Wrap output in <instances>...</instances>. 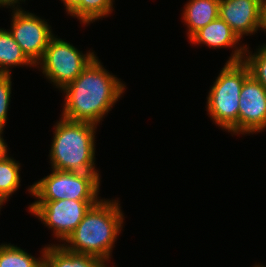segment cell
I'll return each mask as SVG.
<instances>
[{
    "label": "cell",
    "instance_id": "obj_1",
    "mask_svg": "<svg viewBox=\"0 0 266 267\" xmlns=\"http://www.w3.org/2000/svg\"><path fill=\"white\" fill-rule=\"evenodd\" d=\"M95 56L82 73L63 92L65 104L61 117L95 125L122 97L126 87L109 73Z\"/></svg>",
    "mask_w": 266,
    "mask_h": 267
},
{
    "label": "cell",
    "instance_id": "obj_2",
    "mask_svg": "<svg viewBox=\"0 0 266 267\" xmlns=\"http://www.w3.org/2000/svg\"><path fill=\"white\" fill-rule=\"evenodd\" d=\"M119 201L101 199L85 214L76 229L61 244L66 250L99 257L105 262L123 228V214Z\"/></svg>",
    "mask_w": 266,
    "mask_h": 267
},
{
    "label": "cell",
    "instance_id": "obj_3",
    "mask_svg": "<svg viewBox=\"0 0 266 267\" xmlns=\"http://www.w3.org/2000/svg\"><path fill=\"white\" fill-rule=\"evenodd\" d=\"M97 125L64 119L54 125L50 150L51 168L70 172H98L95 169Z\"/></svg>",
    "mask_w": 266,
    "mask_h": 267
},
{
    "label": "cell",
    "instance_id": "obj_4",
    "mask_svg": "<svg viewBox=\"0 0 266 267\" xmlns=\"http://www.w3.org/2000/svg\"><path fill=\"white\" fill-rule=\"evenodd\" d=\"M244 62H226L207 97V112L211 119L228 132L238 135V112L241 88L250 75Z\"/></svg>",
    "mask_w": 266,
    "mask_h": 267
},
{
    "label": "cell",
    "instance_id": "obj_5",
    "mask_svg": "<svg viewBox=\"0 0 266 267\" xmlns=\"http://www.w3.org/2000/svg\"><path fill=\"white\" fill-rule=\"evenodd\" d=\"M52 173L29 186L37 201L101 200L98 197L100 177L98 172H70L51 170Z\"/></svg>",
    "mask_w": 266,
    "mask_h": 267
},
{
    "label": "cell",
    "instance_id": "obj_6",
    "mask_svg": "<svg viewBox=\"0 0 266 267\" xmlns=\"http://www.w3.org/2000/svg\"><path fill=\"white\" fill-rule=\"evenodd\" d=\"M95 56L94 52L84 54L72 44L53 36L35 67L40 64L44 77L53 82L56 88L63 90L82 73Z\"/></svg>",
    "mask_w": 266,
    "mask_h": 267
},
{
    "label": "cell",
    "instance_id": "obj_7",
    "mask_svg": "<svg viewBox=\"0 0 266 267\" xmlns=\"http://www.w3.org/2000/svg\"><path fill=\"white\" fill-rule=\"evenodd\" d=\"M100 200L35 201L29 211L53 230L54 236L61 241L76 229L89 209Z\"/></svg>",
    "mask_w": 266,
    "mask_h": 267
},
{
    "label": "cell",
    "instance_id": "obj_8",
    "mask_svg": "<svg viewBox=\"0 0 266 267\" xmlns=\"http://www.w3.org/2000/svg\"><path fill=\"white\" fill-rule=\"evenodd\" d=\"M19 8L17 5L13 9L9 31L22 52L36 66L54 35L44 19Z\"/></svg>",
    "mask_w": 266,
    "mask_h": 267
},
{
    "label": "cell",
    "instance_id": "obj_9",
    "mask_svg": "<svg viewBox=\"0 0 266 267\" xmlns=\"http://www.w3.org/2000/svg\"><path fill=\"white\" fill-rule=\"evenodd\" d=\"M238 134H254L266 129V88L249 75L241 88Z\"/></svg>",
    "mask_w": 266,
    "mask_h": 267
},
{
    "label": "cell",
    "instance_id": "obj_10",
    "mask_svg": "<svg viewBox=\"0 0 266 267\" xmlns=\"http://www.w3.org/2000/svg\"><path fill=\"white\" fill-rule=\"evenodd\" d=\"M219 17L240 39L257 33L262 30V0H220Z\"/></svg>",
    "mask_w": 266,
    "mask_h": 267
},
{
    "label": "cell",
    "instance_id": "obj_11",
    "mask_svg": "<svg viewBox=\"0 0 266 267\" xmlns=\"http://www.w3.org/2000/svg\"><path fill=\"white\" fill-rule=\"evenodd\" d=\"M189 40L192 44H204L215 49L235 47L236 50L232 51L233 53L227 62L244 60L247 45L238 46L239 48L236 46L241 39L220 17L198 30Z\"/></svg>",
    "mask_w": 266,
    "mask_h": 267
},
{
    "label": "cell",
    "instance_id": "obj_12",
    "mask_svg": "<svg viewBox=\"0 0 266 267\" xmlns=\"http://www.w3.org/2000/svg\"><path fill=\"white\" fill-rule=\"evenodd\" d=\"M105 263L96 256L70 252L61 244L45 246L44 250V267H108Z\"/></svg>",
    "mask_w": 266,
    "mask_h": 267
},
{
    "label": "cell",
    "instance_id": "obj_13",
    "mask_svg": "<svg viewBox=\"0 0 266 267\" xmlns=\"http://www.w3.org/2000/svg\"><path fill=\"white\" fill-rule=\"evenodd\" d=\"M219 3L220 0H189L184 5L182 20L188 27V39L219 17Z\"/></svg>",
    "mask_w": 266,
    "mask_h": 267
},
{
    "label": "cell",
    "instance_id": "obj_14",
    "mask_svg": "<svg viewBox=\"0 0 266 267\" xmlns=\"http://www.w3.org/2000/svg\"><path fill=\"white\" fill-rule=\"evenodd\" d=\"M35 66L22 52L9 30L0 29V74L10 75V67Z\"/></svg>",
    "mask_w": 266,
    "mask_h": 267
},
{
    "label": "cell",
    "instance_id": "obj_15",
    "mask_svg": "<svg viewBox=\"0 0 266 267\" xmlns=\"http://www.w3.org/2000/svg\"><path fill=\"white\" fill-rule=\"evenodd\" d=\"M19 172L20 164L8 154L0 160V202L3 204L21 186Z\"/></svg>",
    "mask_w": 266,
    "mask_h": 267
},
{
    "label": "cell",
    "instance_id": "obj_16",
    "mask_svg": "<svg viewBox=\"0 0 266 267\" xmlns=\"http://www.w3.org/2000/svg\"><path fill=\"white\" fill-rule=\"evenodd\" d=\"M44 250L36 259L20 247L11 244L0 245V267H44Z\"/></svg>",
    "mask_w": 266,
    "mask_h": 267
},
{
    "label": "cell",
    "instance_id": "obj_17",
    "mask_svg": "<svg viewBox=\"0 0 266 267\" xmlns=\"http://www.w3.org/2000/svg\"><path fill=\"white\" fill-rule=\"evenodd\" d=\"M113 2V0H82L70 15L88 25L97 19L107 17L113 10Z\"/></svg>",
    "mask_w": 266,
    "mask_h": 267
},
{
    "label": "cell",
    "instance_id": "obj_18",
    "mask_svg": "<svg viewBox=\"0 0 266 267\" xmlns=\"http://www.w3.org/2000/svg\"><path fill=\"white\" fill-rule=\"evenodd\" d=\"M259 47L257 53L252 54L247 46L243 61L249 66L251 75L266 88V44Z\"/></svg>",
    "mask_w": 266,
    "mask_h": 267
},
{
    "label": "cell",
    "instance_id": "obj_19",
    "mask_svg": "<svg viewBox=\"0 0 266 267\" xmlns=\"http://www.w3.org/2000/svg\"><path fill=\"white\" fill-rule=\"evenodd\" d=\"M11 74H0V127L5 128L7 113L11 98Z\"/></svg>",
    "mask_w": 266,
    "mask_h": 267
},
{
    "label": "cell",
    "instance_id": "obj_20",
    "mask_svg": "<svg viewBox=\"0 0 266 267\" xmlns=\"http://www.w3.org/2000/svg\"><path fill=\"white\" fill-rule=\"evenodd\" d=\"M66 7L68 15L82 2V0H61Z\"/></svg>",
    "mask_w": 266,
    "mask_h": 267
},
{
    "label": "cell",
    "instance_id": "obj_21",
    "mask_svg": "<svg viewBox=\"0 0 266 267\" xmlns=\"http://www.w3.org/2000/svg\"><path fill=\"white\" fill-rule=\"evenodd\" d=\"M3 128L0 127V156H5L7 154V144L5 143V140L2 138Z\"/></svg>",
    "mask_w": 266,
    "mask_h": 267
},
{
    "label": "cell",
    "instance_id": "obj_22",
    "mask_svg": "<svg viewBox=\"0 0 266 267\" xmlns=\"http://www.w3.org/2000/svg\"><path fill=\"white\" fill-rule=\"evenodd\" d=\"M20 1L25 2V0H0V7L6 6L8 8V6H10V7L14 8L15 4L16 5H17V3L20 4Z\"/></svg>",
    "mask_w": 266,
    "mask_h": 267
},
{
    "label": "cell",
    "instance_id": "obj_23",
    "mask_svg": "<svg viewBox=\"0 0 266 267\" xmlns=\"http://www.w3.org/2000/svg\"><path fill=\"white\" fill-rule=\"evenodd\" d=\"M262 30L266 31V0H262Z\"/></svg>",
    "mask_w": 266,
    "mask_h": 267
},
{
    "label": "cell",
    "instance_id": "obj_24",
    "mask_svg": "<svg viewBox=\"0 0 266 267\" xmlns=\"http://www.w3.org/2000/svg\"><path fill=\"white\" fill-rule=\"evenodd\" d=\"M254 267H266V266H262V265H255Z\"/></svg>",
    "mask_w": 266,
    "mask_h": 267
}]
</instances>
